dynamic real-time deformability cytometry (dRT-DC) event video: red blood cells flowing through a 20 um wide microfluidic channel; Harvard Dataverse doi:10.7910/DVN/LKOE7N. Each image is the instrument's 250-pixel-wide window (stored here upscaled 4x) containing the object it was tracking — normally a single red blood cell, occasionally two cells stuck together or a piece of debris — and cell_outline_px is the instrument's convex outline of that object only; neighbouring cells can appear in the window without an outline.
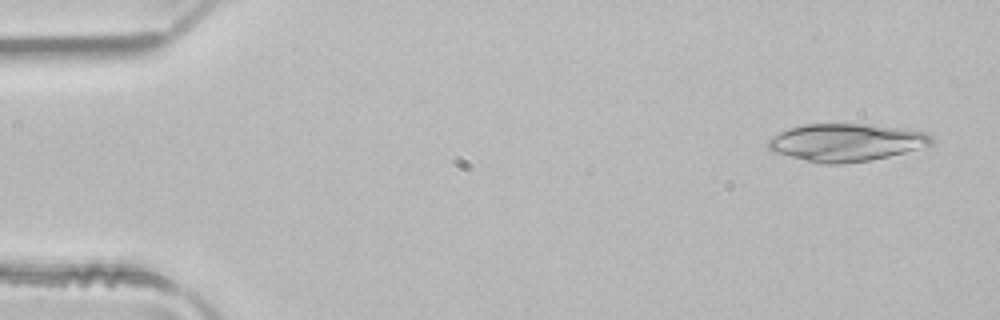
{"species": "common noctule bat (a hibernating species)", "species_latin": "Nyctalus noctula", "temperature_condition": "room temperature", "stored_images_in_passage": 4, "camera_frame_rate_fps": 3000, "um_per_image_px": 0.085, "animal": {"sex": "male", "body_mass_g": 21.5, "forearm_length_mm": 52.0}, "frame": {"image": 1, "passage_image": 1, "time_ms": 0.0, "image_size_px": [1000, 320], "cell_outline_px": [[936, 144], [872, 160], [840, 164], [824, 164], [772, 152], [768, 148], [768, 140], [772, 136], [788, 128], [804, 124], [872, 124], [904, 128], [924, 132], [932, 136], [936, 140]], "centroid_in_image_um": [71.96, 12.09], "position_along_channel_um": 13.0, "area_um2": 36.01}}